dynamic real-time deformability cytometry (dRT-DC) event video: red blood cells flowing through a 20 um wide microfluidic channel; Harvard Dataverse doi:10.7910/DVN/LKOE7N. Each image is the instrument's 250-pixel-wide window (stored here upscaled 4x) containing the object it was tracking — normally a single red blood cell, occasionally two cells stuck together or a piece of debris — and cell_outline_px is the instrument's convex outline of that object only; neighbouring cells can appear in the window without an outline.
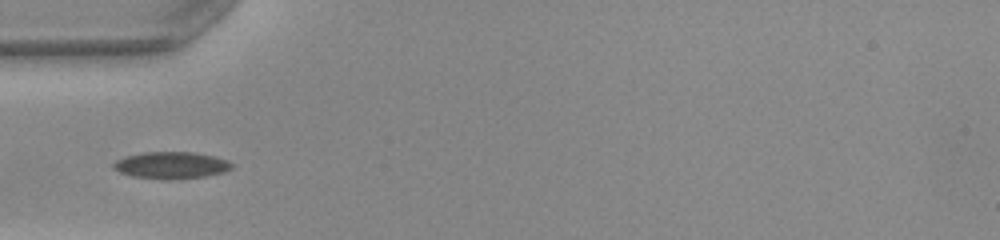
{"species": "common noctule bat (a hibernating species)", "species_latin": "Nyctalus noctula", "temperature_condition": "warm", "stored_images_in_passage": 35, "camera_frame_rate_fps": 3000, "um_per_image_px": 0.085, "animal": {"sex": "female", "body_mass_g": 22.0, "forearm_length_mm": 56.7}, "frame": {"image": 1, "passage_image": 1, "time_ms": 0.0, "image_size_px": [1000, 240], "cell_outline_px": [[232, 168], [224, 172], [204, 176], [132, 176], [120, 172], [112, 168], [112, 164], [116, 160], [124, 156], [144, 152], [196, 152], [228, 160], [232, 164]], "centroid_in_image_um": [14.54, 13.98], "position_along_channel_um": 70.5, "area_um2": 17.51}}
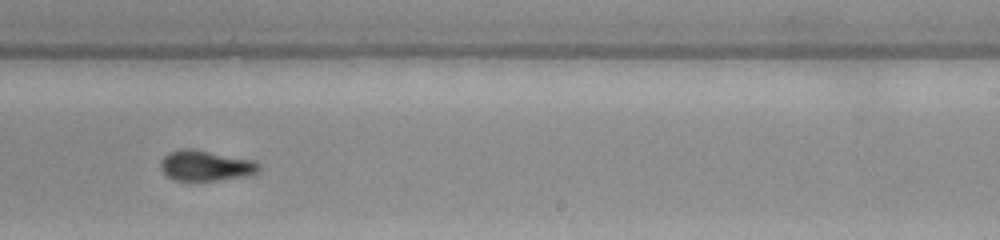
{"frame": {"image": 2, "passage_image": 16, "time_ms": 5.0, "image_size_px": [1000, 240], "cell_outline_px": [[260, 168], [256, 172], [248, 176], [216, 180], [176, 180], [168, 176], [160, 168], [160, 160], [168, 152], [180, 148], [192, 148], [256, 160], [260, 164]], "centroid_in_image_um": [17.49, 14.05], "position_along_channel_um": 271.5, "area_um2": 17.63}}
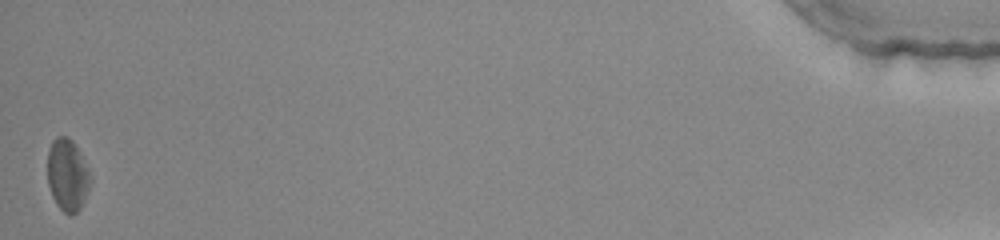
{"frame": {"image": 3, "passage_image": 35, "time_ms": 11.333, "image_size_px": [1000, 240], "cell_outline_px": [[92, 180], [88, 192], [80, 208], [72, 216], [68, 216], [56, 204], [52, 196], [48, 184], [48, 148], [52, 140], [56, 136], [68, 136], [72, 140], [80, 152], [88, 168]], "centroid_in_image_um": [5.74, 14.87], "position_along_channel_um": 429.5, "area_um2": 18.26}, "authors_computed_cell_mechanics": {"area_um2": 17.629, "velocity_mm_per_s": 4.0269, "shape_relaxation_time_tau1_ms": null, "shape_relaxation_time_tau2_ms": 2.0799, "deformation_change_tau1": null, "deformation_change_tau2": 0.063}}